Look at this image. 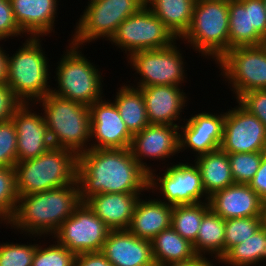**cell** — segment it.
Instances as JSON below:
<instances>
[{
    "label": "cell",
    "mask_w": 266,
    "mask_h": 266,
    "mask_svg": "<svg viewBox=\"0 0 266 266\" xmlns=\"http://www.w3.org/2000/svg\"><path fill=\"white\" fill-rule=\"evenodd\" d=\"M200 174L204 191L208 197L215 192L235 184L228 154L222 149H217L207 154L194 158Z\"/></svg>",
    "instance_id": "484cf974"
},
{
    "label": "cell",
    "mask_w": 266,
    "mask_h": 266,
    "mask_svg": "<svg viewBox=\"0 0 266 266\" xmlns=\"http://www.w3.org/2000/svg\"><path fill=\"white\" fill-rule=\"evenodd\" d=\"M37 245L0 243V266H32Z\"/></svg>",
    "instance_id": "8d00e7d4"
},
{
    "label": "cell",
    "mask_w": 266,
    "mask_h": 266,
    "mask_svg": "<svg viewBox=\"0 0 266 266\" xmlns=\"http://www.w3.org/2000/svg\"><path fill=\"white\" fill-rule=\"evenodd\" d=\"M101 252L113 266H156L151 241L128 229L111 230Z\"/></svg>",
    "instance_id": "44dd1931"
},
{
    "label": "cell",
    "mask_w": 266,
    "mask_h": 266,
    "mask_svg": "<svg viewBox=\"0 0 266 266\" xmlns=\"http://www.w3.org/2000/svg\"><path fill=\"white\" fill-rule=\"evenodd\" d=\"M244 109L256 116L266 129V90H254L243 93L237 100Z\"/></svg>",
    "instance_id": "f35d334b"
},
{
    "label": "cell",
    "mask_w": 266,
    "mask_h": 266,
    "mask_svg": "<svg viewBox=\"0 0 266 266\" xmlns=\"http://www.w3.org/2000/svg\"><path fill=\"white\" fill-rule=\"evenodd\" d=\"M2 223H3V225L6 224L7 227H8V223L6 221H4L3 219L0 218V224H2Z\"/></svg>",
    "instance_id": "c3c4849f"
},
{
    "label": "cell",
    "mask_w": 266,
    "mask_h": 266,
    "mask_svg": "<svg viewBox=\"0 0 266 266\" xmlns=\"http://www.w3.org/2000/svg\"><path fill=\"white\" fill-rule=\"evenodd\" d=\"M263 200L248 184H233L209 197L210 208L224 220L261 217Z\"/></svg>",
    "instance_id": "603a6c76"
},
{
    "label": "cell",
    "mask_w": 266,
    "mask_h": 266,
    "mask_svg": "<svg viewBox=\"0 0 266 266\" xmlns=\"http://www.w3.org/2000/svg\"><path fill=\"white\" fill-rule=\"evenodd\" d=\"M130 151L135 160L150 173L153 168L143 160L165 161L178 156L179 127L166 124H149L132 137ZM171 156V157H170ZM145 158V159H144ZM152 159V160H151Z\"/></svg>",
    "instance_id": "e0dca14e"
},
{
    "label": "cell",
    "mask_w": 266,
    "mask_h": 266,
    "mask_svg": "<svg viewBox=\"0 0 266 266\" xmlns=\"http://www.w3.org/2000/svg\"><path fill=\"white\" fill-rule=\"evenodd\" d=\"M148 181L149 173L129 148H90L78 155L77 183L82 202L98 193L144 194Z\"/></svg>",
    "instance_id": "6da1fadb"
},
{
    "label": "cell",
    "mask_w": 266,
    "mask_h": 266,
    "mask_svg": "<svg viewBox=\"0 0 266 266\" xmlns=\"http://www.w3.org/2000/svg\"><path fill=\"white\" fill-rule=\"evenodd\" d=\"M200 258V256H196L194 259L187 260V261H180V262H172L166 265L161 266H194L196 261Z\"/></svg>",
    "instance_id": "bcb514c9"
},
{
    "label": "cell",
    "mask_w": 266,
    "mask_h": 266,
    "mask_svg": "<svg viewBox=\"0 0 266 266\" xmlns=\"http://www.w3.org/2000/svg\"><path fill=\"white\" fill-rule=\"evenodd\" d=\"M111 229L82 202L58 228L52 239L75 255L102 251Z\"/></svg>",
    "instance_id": "4fadbf2b"
},
{
    "label": "cell",
    "mask_w": 266,
    "mask_h": 266,
    "mask_svg": "<svg viewBox=\"0 0 266 266\" xmlns=\"http://www.w3.org/2000/svg\"><path fill=\"white\" fill-rule=\"evenodd\" d=\"M164 173L155 174L156 168L149 173L148 192H157L162 196V202L174 205L196 204L209 201L206 195L200 171L195 164L189 162L164 164Z\"/></svg>",
    "instance_id": "7c38bea8"
},
{
    "label": "cell",
    "mask_w": 266,
    "mask_h": 266,
    "mask_svg": "<svg viewBox=\"0 0 266 266\" xmlns=\"http://www.w3.org/2000/svg\"><path fill=\"white\" fill-rule=\"evenodd\" d=\"M261 220H262V226L266 228V200L262 202Z\"/></svg>",
    "instance_id": "7dc6e473"
},
{
    "label": "cell",
    "mask_w": 266,
    "mask_h": 266,
    "mask_svg": "<svg viewBox=\"0 0 266 266\" xmlns=\"http://www.w3.org/2000/svg\"><path fill=\"white\" fill-rule=\"evenodd\" d=\"M178 39L165 24L147 7L126 18L109 40L128 58L137 51L169 47Z\"/></svg>",
    "instance_id": "8fae6325"
},
{
    "label": "cell",
    "mask_w": 266,
    "mask_h": 266,
    "mask_svg": "<svg viewBox=\"0 0 266 266\" xmlns=\"http://www.w3.org/2000/svg\"><path fill=\"white\" fill-rule=\"evenodd\" d=\"M146 6V0H96L89 2L71 34L73 44L83 46L98 39L110 40L118 26Z\"/></svg>",
    "instance_id": "ba28073f"
},
{
    "label": "cell",
    "mask_w": 266,
    "mask_h": 266,
    "mask_svg": "<svg viewBox=\"0 0 266 266\" xmlns=\"http://www.w3.org/2000/svg\"><path fill=\"white\" fill-rule=\"evenodd\" d=\"M222 259L226 266H256L266 263V228L261 226L247 240L231 247Z\"/></svg>",
    "instance_id": "4dcf8cb0"
},
{
    "label": "cell",
    "mask_w": 266,
    "mask_h": 266,
    "mask_svg": "<svg viewBox=\"0 0 266 266\" xmlns=\"http://www.w3.org/2000/svg\"><path fill=\"white\" fill-rule=\"evenodd\" d=\"M117 91L113 102L127 129L134 135L150 124L142 91L127 83L120 85Z\"/></svg>",
    "instance_id": "83f0119b"
},
{
    "label": "cell",
    "mask_w": 266,
    "mask_h": 266,
    "mask_svg": "<svg viewBox=\"0 0 266 266\" xmlns=\"http://www.w3.org/2000/svg\"><path fill=\"white\" fill-rule=\"evenodd\" d=\"M262 226L261 217H242L225 220L224 255L234 245L252 236Z\"/></svg>",
    "instance_id": "836d02e7"
},
{
    "label": "cell",
    "mask_w": 266,
    "mask_h": 266,
    "mask_svg": "<svg viewBox=\"0 0 266 266\" xmlns=\"http://www.w3.org/2000/svg\"><path fill=\"white\" fill-rule=\"evenodd\" d=\"M228 22L229 0H196L191 25L180 40L216 63L229 51Z\"/></svg>",
    "instance_id": "8992f818"
},
{
    "label": "cell",
    "mask_w": 266,
    "mask_h": 266,
    "mask_svg": "<svg viewBox=\"0 0 266 266\" xmlns=\"http://www.w3.org/2000/svg\"><path fill=\"white\" fill-rule=\"evenodd\" d=\"M152 253L156 266L194 259L193 244L182 238L171 226L152 240Z\"/></svg>",
    "instance_id": "f1b7e54d"
},
{
    "label": "cell",
    "mask_w": 266,
    "mask_h": 266,
    "mask_svg": "<svg viewBox=\"0 0 266 266\" xmlns=\"http://www.w3.org/2000/svg\"><path fill=\"white\" fill-rule=\"evenodd\" d=\"M235 98L254 90H266V43L234 47L216 63Z\"/></svg>",
    "instance_id": "9c48e42d"
},
{
    "label": "cell",
    "mask_w": 266,
    "mask_h": 266,
    "mask_svg": "<svg viewBox=\"0 0 266 266\" xmlns=\"http://www.w3.org/2000/svg\"><path fill=\"white\" fill-rule=\"evenodd\" d=\"M263 2H264V5H265V9H266V0H263Z\"/></svg>",
    "instance_id": "681fc988"
},
{
    "label": "cell",
    "mask_w": 266,
    "mask_h": 266,
    "mask_svg": "<svg viewBox=\"0 0 266 266\" xmlns=\"http://www.w3.org/2000/svg\"><path fill=\"white\" fill-rule=\"evenodd\" d=\"M17 163V130L12 119L0 123V166Z\"/></svg>",
    "instance_id": "74e56055"
},
{
    "label": "cell",
    "mask_w": 266,
    "mask_h": 266,
    "mask_svg": "<svg viewBox=\"0 0 266 266\" xmlns=\"http://www.w3.org/2000/svg\"><path fill=\"white\" fill-rule=\"evenodd\" d=\"M26 36L18 27L10 0H0V41Z\"/></svg>",
    "instance_id": "ab89813d"
},
{
    "label": "cell",
    "mask_w": 266,
    "mask_h": 266,
    "mask_svg": "<svg viewBox=\"0 0 266 266\" xmlns=\"http://www.w3.org/2000/svg\"><path fill=\"white\" fill-rule=\"evenodd\" d=\"M236 184H249L260 167L264 152L227 153Z\"/></svg>",
    "instance_id": "e575fe53"
},
{
    "label": "cell",
    "mask_w": 266,
    "mask_h": 266,
    "mask_svg": "<svg viewBox=\"0 0 266 266\" xmlns=\"http://www.w3.org/2000/svg\"><path fill=\"white\" fill-rule=\"evenodd\" d=\"M225 220L211 208L204 214L193 249L200 257L224 256ZM208 253V254H207Z\"/></svg>",
    "instance_id": "f546056e"
},
{
    "label": "cell",
    "mask_w": 266,
    "mask_h": 266,
    "mask_svg": "<svg viewBox=\"0 0 266 266\" xmlns=\"http://www.w3.org/2000/svg\"><path fill=\"white\" fill-rule=\"evenodd\" d=\"M74 260L75 254L54 239L49 246L37 245L32 266H74Z\"/></svg>",
    "instance_id": "d590c367"
},
{
    "label": "cell",
    "mask_w": 266,
    "mask_h": 266,
    "mask_svg": "<svg viewBox=\"0 0 266 266\" xmlns=\"http://www.w3.org/2000/svg\"><path fill=\"white\" fill-rule=\"evenodd\" d=\"M225 112H201L186 118L179 126V152L193 151L200 156L220 149L223 138ZM181 129V130H180Z\"/></svg>",
    "instance_id": "ac0fdd59"
},
{
    "label": "cell",
    "mask_w": 266,
    "mask_h": 266,
    "mask_svg": "<svg viewBox=\"0 0 266 266\" xmlns=\"http://www.w3.org/2000/svg\"><path fill=\"white\" fill-rule=\"evenodd\" d=\"M229 50L266 43L263 0H229Z\"/></svg>",
    "instance_id": "9a60e30c"
},
{
    "label": "cell",
    "mask_w": 266,
    "mask_h": 266,
    "mask_svg": "<svg viewBox=\"0 0 266 266\" xmlns=\"http://www.w3.org/2000/svg\"><path fill=\"white\" fill-rule=\"evenodd\" d=\"M213 259H212V261H211V259L210 258H208V257H200L197 261H196V263H195V265L194 266H216L215 264L216 263H214L215 261L218 263V264H220V263H222L223 264V259L222 258H220V257H215V259H214V257H212ZM214 260V261H213ZM214 263V264H213Z\"/></svg>",
    "instance_id": "f6af8a7d"
},
{
    "label": "cell",
    "mask_w": 266,
    "mask_h": 266,
    "mask_svg": "<svg viewBox=\"0 0 266 266\" xmlns=\"http://www.w3.org/2000/svg\"><path fill=\"white\" fill-rule=\"evenodd\" d=\"M77 166L75 152L52 146L36 158L15 164L17 193L28 195L77 183Z\"/></svg>",
    "instance_id": "3957f363"
},
{
    "label": "cell",
    "mask_w": 266,
    "mask_h": 266,
    "mask_svg": "<svg viewBox=\"0 0 266 266\" xmlns=\"http://www.w3.org/2000/svg\"><path fill=\"white\" fill-rule=\"evenodd\" d=\"M69 42L66 45L69 49L64 50L65 55L56 63L54 78L58 86L52 87L51 93L90 106L105 96L102 73L82 54L81 46Z\"/></svg>",
    "instance_id": "52a82bcc"
},
{
    "label": "cell",
    "mask_w": 266,
    "mask_h": 266,
    "mask_svg": "<svg viewBox=\"0 0 266 266\" xmlns=\"http://www.w3.org/2000/svg\"><path fill=\"white\" fill-rule=\"evenodd\" d=\"M81 203L78 183L19 195L14 216L8 226L31 238L39 236L37 240L50 237Z\"/></svg>",
    "instance_id": "7a4b0ae2"
},
{
    "label": "cell",
    "mask_w": 266,
    "mask_h": 266,
    "mask_svg": "<svg viewBox=\"0 0 266 266\" xmlns=\"http://www.w3.org/2000/svg\"><path fill=\"white\" fill-rule=\"evenodd\" d=\"M74 266H113L105 255L99 252H86L75 255Z\"/></svg>",
    "instance_id": "b9f144b4"
},
{
    "label": "cell",
    "mask_w": 266,
    "mask_h": 266,
    "mask_svg": "<svg viewBox=\"0 0 266 266\" xmlns=\"http://www.w3.org/2000/svg\"><path fill=\"white\" fill-rule=\"evenodd\" d=\"M220 149L226 153L266 152L264 124L238 103L225 112Z\"/></svg>",
    "instance_id": "5bb4252c"
},
{
    "label": "cell",
    "mask_w": 266,
    "mask_h": 266,
    "mask_svg": "<svg viewBox=\"0 0 266 266\" xmlns=\"http://www.w3.org/2000/svg\"><path fill=\"white\" fill-rule=\"evenodd\" d=\"M21 104L6 83L0 84V123L10 120Z\"/></svg>",
    "instance_id": "60d3db41"
},
{
    "label": "cell",
    "mask_w": 266,
    "mask_h": 266,
    "mask_svg": "<svg viewBox=\"0 0 266 266\" xmlns=\"http://www.w3.org/2000/svg\"><path fill=\"white\" fill-rule=\"evenodd\" d=\"M15 21L27 37H41L55 32L58 0H10Z\"/></svg>",
    "instance_id": "7402d4cb"
},
{
    "label": "cell",
    "mask_w": 266,
    "mask_h": 266,
    "mask_svg": "<svg viewBox=\"0 0 266 266\" xmlns=\"http://www.w3.org/2000/svg\"><path fill=\"white\" fill-rule=\"evenodd\" d=\"M177 41L162 49L143 50L131 54L128 60L135 73L139 74L135 88L155 85L182 86L187 79L188 68ZM178 46V47H177ZM186 78V79H185Z\"/></svg>",
    "instance_id": "30bf717a"
},
{
    "label": "cell",
    "mask_w": 266,
    "mask_h": 266,
    "mask_svg": "<svg viewBox=\"0 0 266 266\" xmlns=\"http://www.w3.org/2000/svg\"><path fill=\"white\" fill-rule=\"evenodd\" d=\"M210 209L209 201L196 204L174 205L171 227L184 239L194 244L204 214Z\"/></svg>",
    "instance_id": "1f68e13d"
},
{
    "label": "cell",
    "mask_w": 266,
    "mask_h": 266,
    "mask_svg": "<svg viewBox=\"0 0 266 266\" xmlns=\"http://www.w3.org/2000/svg\"><path fill=\"white\" fill-rule=\"evenodd\" d=\"M32 106L37 105L22 103L11 117L17 130V162L36 158L53 146L43 113Z\"/></svg>",
    "instance_id": "d6986e66"
},
{
    "label": "cell",
    "mask_w": 266,
    "mask_h": 266,
    "mask_svg": "<svg viewBox=\"0 0 266 266\" xmlns=\"http://www.w3.org/2000/svg\"><path fill=\"white\" fill-rule=\"evenodd\" d=\"M14 167L0 166V218L9 223L18 201Z\"/></svg>",
    "instance_id": "d6a6232c"
},
{
    "label": "cell",
    "mask_w": 266,
    "mask_h": 266,
    "mask_svg": "<svg viewBox=\"0 0 266 266\" xmlns=\"http://www.w3.org/2000/svg\"><path fill=\"white\" fill-rule=\"evenodd\" d=\"M35 104L43 108L41 111L44 110L43 116L53 146L72 150L77 155L90 149L89 106L61 98L51 92Z\"/></svg>",
    "instance_id": "277c9868"
},
{
    "label": "cell",
    "mask_w": 266,
    "mask_h": 266,
    "mask_svg": "<svg viewBox=\"0 0 266 266\" xmlns=\"http://www.w3.org/2000/svg\"><path fill=\"white\" fill-rule=\"evenodd\" d=\"M196 0H146V6L181 39L189 29Z\"/></svg>",
    "instance_id": "4316f807"
},
{
    "label": "cell",
    "mask_w": 266,
    "mask_h": 266,
    "mask_svg": "<svg viewBox=\"0 0 266 266\" xmlns=\"http://www.w3.org/2000/svg\"><path fill=\"white\" fill-rule=\"evenodd\" d=\"M106 99L102 98L89 106L91 140L93 141L90 142V148H130L133 135L121 119L114 102L109 99L107 101Z\"/></svg>",
    "instance_id": "2e32d148"
},
{
    "label": "cell",
    "mask_w": 266,
    "mask_h": 266,
    "mask_svg": "<svg viewBox=\"0 0 266 266\" xmlns=\"http://www.w3.org/2000/svg\"><path fill=\"white\" fill-rule=\"evenodd\" d=\"M181 87L155 85L139 88L144 97L150 124H166L179 127V122H182V120L184 122L185 118L182 119L181 112H185L183 110L187 106L189 98H187L188 95L184 92V88L181 90Z\"/></svg>",
    "instance_id": "ffe728a7"
},
{
    "label": "cell",
    "mask_w": 266,
    "mask_h": 266,
    "mask_svg": "<svg viewBox=\"0 0 266 266\" xmlns=\"http://www.w3.org/2000/svg\"><path fill=\"white\" fill-rule=\"evenodd\" d=\"M138 193H98L84 202L111 229H128L136 204Z\"/></svg>",
    "instance_id": "cb8c5ba5"
},
{
    "label": "cell",
    "mask_w": 266,
    "mask_h": 266,
    "mask_svg": "<svg viewBox=\"0 0 266 266\" xmlns=\"http://www.w3.org/2000/svg\"><path fill=\"white\" fill-rule=\"evenodd\" d=\"M148 198L138 200L128 230L140 239L151 241L171 226L173 206L159 198Z\"/></svg>",
    "instance_id": "d4e9b609"
},
{
    "label": "cell",
    "mask_w": 266,
    "mask_h": 266,
    "mask_svg": "<svg viewBox=\"0 0 266 266\" xmlns=\"http://www.w3.org/2000/svg\"><path fill=\"white\" fill-rule=\"evenodd\" d=\"M41 41L40 37H28L16 53L8 54L6 84L21 103L35 104L51 92V67Z\"/></svg>",
    "instance_id": "5b68a950"
},
{
    "label": "cell",
    "mask_w": 266,
    "mask_h": 266,
    "mask_svg": "<svg viewBox=\"0 0 266 266\" xmlns=\"http://www.w3.org/2000/svg\"><path fill=\"white\" fill-rule=\"evenodd\" d=\"M2 45L0 46V84H5L8 78V51L4 50Z\"/></svg>",
    "instance_id": "ee69618b"
},
{
    "label": "cell",
    "mask_w": 266,
    "mask_h": 266,
    "mask_svg": "<svg viewBox=\"0 0 266 266\" xmlns=\"http://www.w3.org/2000/svg\"><path fill=\"white\" fill-rule=\"evenodd\" d=\"M248 185L263 201L266 200V152L262 156L259 169Z\"/></svg>",
    "instance_id": "7bdbcfd3"
}]
</instances>
